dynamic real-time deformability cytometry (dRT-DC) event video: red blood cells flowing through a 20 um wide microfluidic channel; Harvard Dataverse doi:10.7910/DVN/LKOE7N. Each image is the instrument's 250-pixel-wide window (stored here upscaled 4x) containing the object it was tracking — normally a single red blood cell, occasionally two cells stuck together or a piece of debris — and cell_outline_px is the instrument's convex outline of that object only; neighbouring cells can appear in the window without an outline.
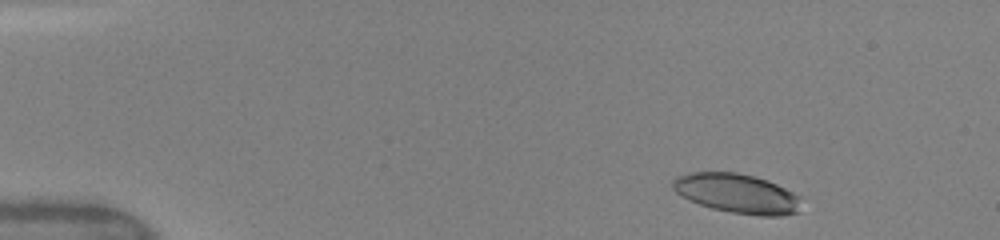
{"species": "human", "species_latin": "Homo sapiens", "temperature_condition": "warm", "stored_images_in_passage": 23, "camera_frame_rate_fps": 3000, "um_per_image_px": 0.085, "donor": {"sex": "female"}, "frame": {"image": 1, "passage_image": 2, "time_ms": 0.667, "image_size_px": [1000, 240], "cell_outline_px": [[800, 212], [784, 216], [760, 216], [732, 212], [712, 208], [688, 200], [680, 196], [672, 188], [672, 180], [676, 176], [692, 172], [736, 172], [756, 176], [768, 180], [800, 196]], "centroid_in_image_um": [62.65, 16.44], "position_along_channel_um": 22.4, "area_um2": 29.77}}
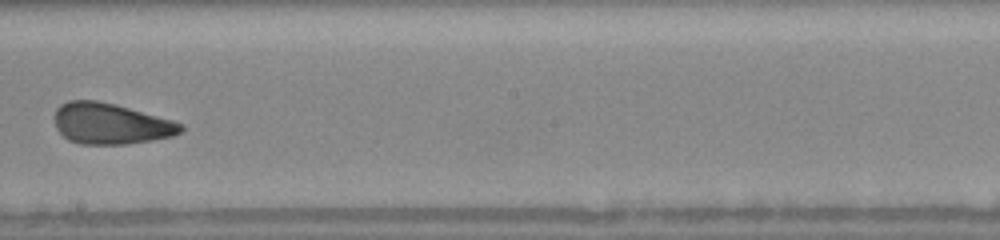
{"frame": {"image": 2, "passage_image": 13, "time_ms": 8.333, "image_size_px": [1000, 240], "cell_outline_px": [[184, 128], [180, 132], [172, 136], [152, 140], [124, 144], [80, 144], [68, 140], [56, 128], [52, 116], [56, 108], [60, 104], [68, 100], [96, 100], [128, 108], [172, 120], [184, 124]], "centroid_in_image_um": [9.35, 10.51], "position_along_channel_um": 238.9, "area_um2": 30.11}}
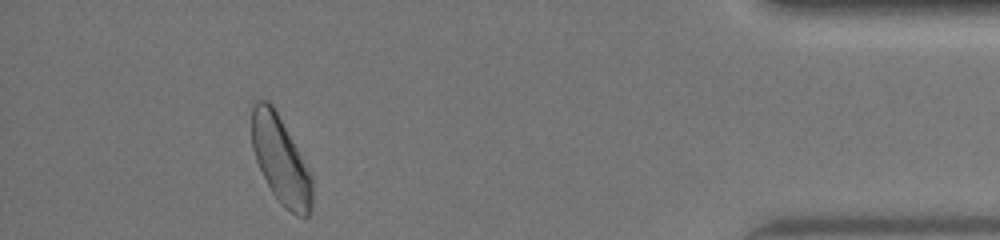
{"frame": {"image": 3, "passage_image": 21, "time_ms": 13.667, "image_size_px": [1000, 240], "cell_outline_px": [[312, 208], [308, 216], [296, 216], [280, 204], [272, 192], [256, 160], [252, 148], [252, 104], [256, 100], [268, 100], [272, 104], [312, 172]], "centroid_in_image_um": [23.88, 13.61], "position_along_channel_um": 411.3, "area_um2": 30.92}, "authors_computed_cell_mechanics": {"area_um2": 30.2294, "velocity_mm_per_s": 4.1309, "shape_relaxation_time_tau1_ms": 3.0436, "shape_relaxation_time_tau2_ms": 1.7923, "deformation_change_tau1": 0.1117, "deformation_change_tau2": 0.0941}}